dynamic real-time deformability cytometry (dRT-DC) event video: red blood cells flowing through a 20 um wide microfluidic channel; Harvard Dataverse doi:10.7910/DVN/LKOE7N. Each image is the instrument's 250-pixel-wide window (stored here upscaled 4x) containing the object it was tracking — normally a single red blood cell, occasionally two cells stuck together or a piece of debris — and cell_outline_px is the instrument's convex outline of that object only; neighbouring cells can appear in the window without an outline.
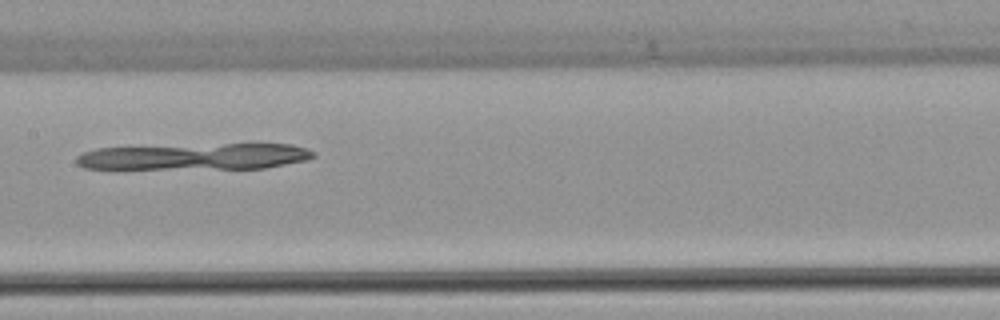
{"species": "common noctule bat (a hibernating species)", "species_latin": "Nyctalus noctula", "temperature_condition": "warm", "stored_images_in_passage": 45, "camera_frame_rate_fps": 3000, "um_per_image_px": 0.085, "animal": {"sex": "female", "body_mass_g": 22.7, "forearm_length_mm": 54.2}, "frame": {"image": 1, "passage_image": 23, "time_ms": 7.333, "image_size_px": [1000, 320], "cell_outline_px": [[316, 156], [304, 160], [264, 168], [116, 172], [84, 168], [76, 164], [76, 156], [84, 152], [96, 148], [224, 144], [292, 144], [304, 148], [312, 152]], "centroid_in_image_um": [16.29, 13.38], "position_along_channel_um": 191.1, "area_um2": 38.32}}